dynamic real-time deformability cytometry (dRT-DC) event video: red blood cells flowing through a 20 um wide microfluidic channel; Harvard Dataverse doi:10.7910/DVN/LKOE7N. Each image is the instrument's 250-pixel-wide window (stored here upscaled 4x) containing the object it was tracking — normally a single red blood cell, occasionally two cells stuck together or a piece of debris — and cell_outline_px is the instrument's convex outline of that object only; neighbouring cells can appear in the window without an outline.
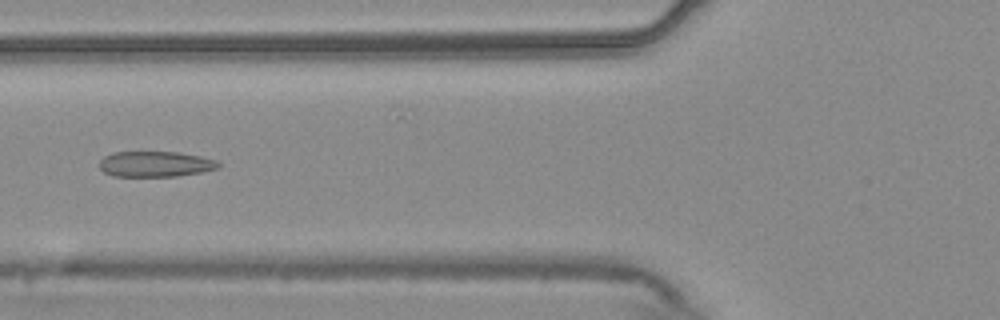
{"species": "common noctule bat (a hibernating species)", "species_latin": "Nyctalus noctula", "temperature_condition": "warm", "stored_images_in_passage": 55, "camera_frame_rate_fps": 3000, "um_per_image_px": 0.085, "animal": {"sex": "male", "body_mass_g": 20.4}, "frame": {"image": 1, "passage_image": 21, "time_ms": 6.667, "image_size_px": [1000, 320], "cell_outline_px": [[220, 168], [200, 172], [176, 176], [112, 176], [104, 172], [100, 168], [100, 160], [104, 156], [112, 152], [176, 152], [200, 156], [216, 160], [220, 164]], "centroid_in_image_um": [13.19, 13.94], "position_along_channel_um": 112.6, "area_um2": 17.69}}
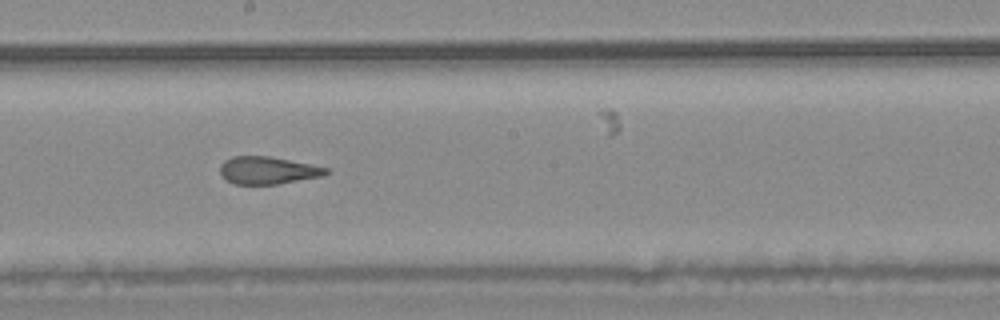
{"frame": {"image": 2, "passage_image": 30, "time_ms": 9.667, "image_size_px": [1000, 320], "cell_outline_px": [[332, 172], [324, 176], [276, 184], [232, 184], [220, 172], [220, 164], [224, 160], [232, 156], [268, 156], [332, 168]], "centroid_in_image_um": [22.82, 14.47], "position_along_channel_um": 225.4, "area_um2": 17.11}}
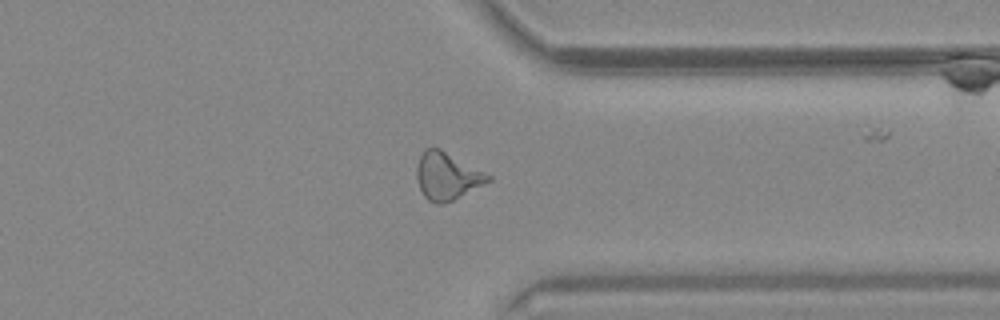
{"frame": {"image": 3, "passage_image": 42, "time_ms": 13.667, "image_size_px": [1000, 320], "cell_outline_px": [[492, 180], [444, 204], [436, 204], [428, 200], [424, 196], [420, 188], [416, 176], [416, 164], [424, 148], [440, 148], [492, 176]], "centroid_in_image_um": [37.97, 14.96], "position_along_channel_um": 373.4, "area_um2": 19.59}, "authors_computed_cell_mechanics": {"area_um2": 19.363, "velocity_mm_per_s": 3.758, "shape_relaxation_time_tau1_ms": null, "shape_relaxation_time_tau2_ms": 1.7188, "deformation_change_tau1": null, "deformation_change_tau2": 0.1014}}